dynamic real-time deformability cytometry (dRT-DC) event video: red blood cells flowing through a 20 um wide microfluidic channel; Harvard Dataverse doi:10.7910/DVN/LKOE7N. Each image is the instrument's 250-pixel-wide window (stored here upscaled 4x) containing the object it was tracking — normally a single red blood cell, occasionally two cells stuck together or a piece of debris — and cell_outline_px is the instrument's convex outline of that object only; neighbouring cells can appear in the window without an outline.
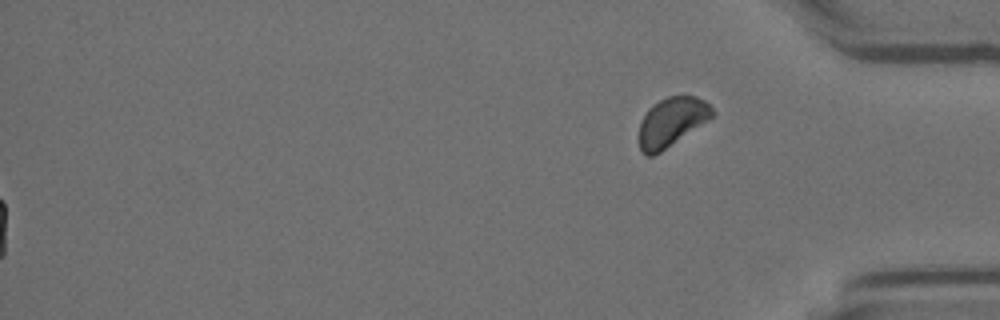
{"species": "Egyptian fruit bat (a non-hibernating species)", "species_latin": "Rousettus aegyptiacus", "temperature_condition": "room temperature", "stored_images_in_passage": 45, "segment_of_instrument_passage": [2, 2], "camera_frame_rate_fps": 3000, "um_per_image_px": 0.085, "animal": {"sex": "female"}, "frame": {"image": 1, "passage_image": 45, "time_ms": 14.667, "image_size_px": [1000, 320], "cell_outline_px": [[712, 116], [708, 120], [660, 152], [652, 156], [648, 156], [640, 152], [636, 136], [640, 120], [648, 108], [652, 104], [668, 96], [696, 96], [704, 100], [712, 108]], "centroid_in_image_um": [56.99, 10.38], "position_along_channel_um": 378.2, "area_um2": 21.04}}